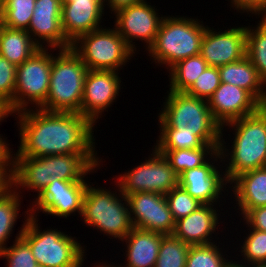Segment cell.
<instances>
[{"instance_id":"f6af8a7d","label":"cell","mask_w":266,"mask_h":267,"mask_svg":"<svg viewBox=\"0 0 266 267\" xmlns=\"http://www.w3.org/2000/svg\"><path fill=\"white\" fill-rule=\"evenodd\" d=\"M107 260L105 261V260H103L102 262H100L99 261V263H98V261L96 262V263H94V267H119L117 264H115L114 262H111V263H109L110 261H108L107 263ZM84 261H83V263L81 264V266L80 267H84ZM117 265V266H116ZM93 266H91V267H93Z\"/></svg>"},{"instance_id":"ac0fdd59","label":"cell","mask_w":266,"mask_h":267,"mask_svg":"<svg viewBox=\"0 0 266 267\" xmlns=\"http://www.w3.org/2000/svg\"><path fill=\"white\" fill-rule=\"evenodd\" d=\"M34 7L26 30L33 41L40 48H71L61 28L62 0H36Z\"/></svg>"},{"instance_id":"e575fe53","label":"cell","mask_w":266,"mask_h":267,"mask_svg":"<svg viewBox=\"0 0 266 267\" xmlns=\"http://www.w3.org/2000/svg\"><path fill=\"white\" fill-rule=\"evenodd\" d=\"M246 236H243L244 242L239 244L240 254L243 263L247 265L266 263V231L256 229H247ZM241 246V247H240Z\"/></svg>"},{"instance_id":"f1b7e54d","label":"cell","mask_w":266,"mask_h":267,"mask_svg":"<svg viewBox=\"0 0 266 267\" xmlns=\"http://www.w3.org/2000/svg\"><path fill=\"white\" fill-rule=\"evenodd\" d=\"M168 160L173 170L180 176L184 171L204 165L217 150L204 144L201 148L180 150H157ZM209 156V157H208Z\"/></svg>"},{"instance_id":"4fadbf2b","label":"cell","mask_w":266,"mask_h":267,"mask_svg":"<svg viewBox=\"0 0 266 267\" xmlns=\"http://www.w3.org/2000/svg\"><path fill=\"white\" fill-rule=\"evenodd\" d=\"M155 7L146 0L121 8L113 13L115 16L114 28L135 53L138 52L135 41H142L146 50L155 41L160 23L164 17L158 13L159 11Z\"/></svg>"},{"instance_id":"74e56055","label":"cell","mask_w":266,"mask_h":267,"mask_svg":"<svg viewBox=\"0 0 266 267\" xmlns=\"http://www.w3.org/2000/svg\"><path fill=\"white\" fill-rule=\"evenodd\" d=\"M220 84L221 78L218 67L208 66L186 93L200 99L208 100Z\"/></svg>"},{"instance_id":"60d3db41","label":"cell","mask_w":266,"mask_h":267,"mask_svg":"<svg viewBox=\"0 0 266 267\" xmlns=\"http://www.w3.org/2000/svg\"><path fill=\"white\" fill-rule=\"evenodd\" d=\"M12 187V165H0V197Z\"/></svg>"},{"instance_id":"8d00e7d4","label":"cell","mask_w":266,"mask_h":267,"mask_svg":"<svg viewBox=\"0 0 266 267\" xmlns=\"http://www.w3.org/2000/svg\"><path fill=\"white\" fill-rule=\"evenodd\" d=\"M165 197L174 221L186 217L203 205L180 185L173 188Z\"/></svg>"},{"instance_id":"ffe728a7","label":"cell","mask_w":266,"mask_h":267,"mask_svg":"<svg viewBox=\"0 0 266 267\" xmlns=\"http://www.w3.org/2000/svg\"><path fill=\"white\" fill-rule=\"evenodd\" d=\"M105 11L103 0L62 1L61 28L66 39L73 43L79 36L103 28Z\"/></svg>"},{"instance_id":"9c48e42d","label":"cell","mask_w":266,"mask_h":267,"mask_svg":"<svg viewBox=\"0 0 266 267\" xmlns=\"http://www.w3.org/2000/svg\"><path fill=\"white\" fill-rule=\"evenodd\" d=\"M71 49L88 70L118 72L138 54L127 45L114 27L111 29L106 26L79 36L71 43Z\"/></svg>"},{"instance_id":"8fae6325","label":"cell","mask_w":266,"mask_h":267,"mask_svg":"<svg viewBox=\"0 0 266 267\" xmlns=\"http://www.w3.org/2000/svg\"><path fill=\"white\" fill-rule=\"evenodd\" d=\"M152 153L145 157L133 169H128L120 175H113V180L118 184L121 193L127 197L136 192H151L166 195L179 185V175L170 166L163 154L154 147ZM116 180H115V179Z\"/></svg>"},{"instance_id":"ba28073f","label":"cell","mask_w":266,"mask_h":267,"mask_svg":"<svg viewBox=\"0 0 266 267\" xmlns=\"http://www.w3.org/2000/svg\"><path fill=\"white\" fill-rule=\"evenodd\" d=\"M158 116L169 127H188L207 145L219 150L222 125L214 118L208 101L186 92L167 91Z\"/></svg>"},{"instance_id":"4dcf8cb0","label":"cell","mask_w":266,"mask_h":267,"mask_svg":"<svg viewBox=\"0 0 266 267\" xmlns=\"http://www.w3.org/2000/svg\"><path fill=\"white\" fill-rule=\"evenodd\" d=\"M36 0H0L1 24L12 29L29 27Z\"/></svg>"},{"instance_id":"5bb4252c","label":"cell","mask_w":266,"mask_h":267,"mask_svg":"<svg viewBox=\"0 0 266 267\" xmlns=\"http://www.w3.org/2000/svg\"><path fill=\"white\" fill-rule=\"evenodd\" d=\"M220 163L221 155L217 151L204 165L184 171L179 176V185L202 204L218 205L222 208L225 205L221 204L222 199L225 200L229 194V183Z\"/></svg>"},{"instance_id":"d6a6232c","label":"cell","mask_w":266,"mask_h":267,"mask_svg":"<svg viewBox=\"0 0 266 267\" xmlns=\"http://www.w3.org/2000/svg\"><path fill=\"white\" fill-rule=\"evenodd\" d=\"M220 242L221 240L216 244L190 246L186 267H224L229 260V255L226 254L224 248L222 250L219 247L222 245Z\"/></svg>"},{"instance_id":"7bdbcfd3","label":"cell","mask_w":266,"mask_h":267,"mask_svg":"<svg viewBox=\"0 0 266 267\" xmlns=\"http://www.w3.org/2000/svg\"><path fill=\"white\" fill-rule=\"evenodd\" d=\"M7 138H4L2 134H0V165H12L11 160V151L13 150L10 147V143Z\"/></svg>"},{"instance_id":"b9f144b4","label":"cell","mask_w":266,"mask_h":267,"mask_svg":"<svg viewBox=\"0 0 266 267\" xmlns=\"http://www.w3.org/2000/svg\"><path fill=\"white\" fill-rule=\"evenodd\" d=\"M144 1L146 0H103V5L104 8H109V11L112 14L121 8L135 5Z\"/></svg>"},{"instance_id":"7a4b0ae2","label":"cell","mask_w":266,"mask_h":267,"mask_svg":"<svg viewBox=\"0 0 266 267\" xmlns=\"http://www.w3.org/2000/svg\"><path fill=\"white\" fill-rule=\"evenodd\" d=\"M97 155L99 154L11 156L12 187L19 194L26 189L38 196L54 179L88 181L87 174L96 173L101 168L100 165L103 167L102 158Z\"/></svg>"},{"instance_id":"484cf974","label":"cell","mask_w":266,"mask_h":267,"mask_svg":"<svg viewBox=\"0 0 266 267\" xmlns=\"http://www.w3.org/2000/svg\"><path fill=\"white\" fill-rule=\"evenodd\" d=\"M158 139L153 147L156 150H180L201 148L205 143L188 127H169L158 116Z\"/></svg>"},{"instance_id":"ab89813d","label":"cell","mask_w":266,"mask_h":267,"mask_svg":"<svg viewBox=\"0 0 266 267\" xmlns=\"http://www.w3.org/2000/svg\"><path fill=\"white\" fill-rule=\"evenodd\" d=\"M240 219L243 221L247 229H256L259 231H266V206L253 208L249 210Z\"/></svg>"},{"instance_id":"6da1fadb","label":"cell","mask_w":266,"mask_h":267,"mask_svg":"<svg viewBox=\"0 0 266 267\" xmlns=\"http://www.w3.org/2000/svg\"><path fill=\"white\" fill-rule=\"evenodd\" d=\"M12 116L16 118L20 140L17 152L11 151V156L98 154L93 133L96 127L80 113L30 108Z\"/></svg>"},{"instance_id":"cb8c5ba5","label":"cell","mask_w":266,"mask_h":267,"mask_svg":"<svg viewBox=\"0 0 266 267\" xmlns=\"http://www.w3.org/2000/svg\"><path fill=\"white\" fill-rule=\"evenodd\" d=\"M221 82L248 91L258 102L266 95V83L245 56L243 59L218 67Z\"/></svg>"},{"instance_id":"4316f807","label":"cell","mask_w":266,"mask_h":267,"mask_svg":"<svg viewBox=\"0 0 266 267\" xmlns=\"http://www.w3.org/2000/svg\"><path fill=\"white\" fill-rule=\"evenodd\" d=\"M209 65L198 54L173 65L169 72V91L186 92Z\"/></svg>"},{"instance_id":"c3c4849f","label":"cell","mask_w":266,"mask_h":267,"mask_svg":"<svg viewBox=\"0 0 266 267\" xmlns=\"http://www.w3.org/2000/svg\"><path fill=\"white\" fill-rule=\"evenodd\" d=\"M251 267H266V263H263V264H255V265H252Z\"/></svg>"},{"instance_id":"5b68a950","label":"cell","mask_w":266,"mask_h":267,"mask_svg":"<svg viewBox=\"0 0 266 267\" xmlns=\"http://www.w3.org/2000/svg\"><path fill=\"white\" fill-rule=\"evenodd\" d=\"M90 184L91 182L87 185L84 195L81 220L87 227H93L97 232L103 233V236L122 241L134 228L127 197L121 193L115 181L114 191H111V187L106 189Z\"/></svg>"},{"instance_id":"3957f363","label":"cell","mask_w":266,"mask_h":267,"mask_svg":"<svg viewBox=\"0 0 266 267\" xmlns=\"http://www.w3.org/2000/svg\"><path fill=\"white\" fill-rule=\"evenodd\" d=\"M231 128V146L224 139V129ZM226 140V141H225ZM229 146V147H227ZM228 183L236 176L266 166V117L258 109L255 113L222 126L219 150ZM227 162V163H226Z\"/></svg>"},{"instance_id":"7c38bea8","label":"cell","mask_w":266,"mask_h":267,"mask_svg":"<svg viewBox=\"0 0 266 267\" xmlns=\"http://www.w3.org/2000/svg\"><path fill=\"white\" fill-rule=\"evenodd\" d=\"M88 184L89 181L54 179L38 196L34 195L29 207L32 205L30 208L28 207L30 215L37 217L38 213L41 212L45 215L69 219L67 217L72 214H78V217L80 215L81 218L84 195Z\"/></svg>"},{"instance_id":"603a6c76","label":"cell","mask_w":266,"mask_h":267,"mask_svg":"<svg viewBox=\"0 0 266 267\" xmlns=\"http://www.w3.org/2000/svg\"><path fill=\"white\" fill-rule=\"evenodd\" d=\"M164 234L133 228L120 242L124 244V263L119 267H154ZM126 246V247H125Z\"/></svg>"},{"instance_id":"f546056e","label":"cell","mask_w":266,"mask_h":267,"mask_svg":"<svg viewBox=\"0 0 266 267\" xmlns=\"http://www.w3.org/2000/svg\"><path fill=\"white\" fill-rule=\"evenodd\" d=\"M22 197L13 187L0 197V252L8 245L15 223L20 218Z\"/></svg>"},{"instance_id":"30bf717a","label":"cell","mask_w":266,"mask_h":267,"mask_svg":"<svg viewBox=\"0 0 266 267\" xmlns=\"http://www.w3.org/2000/svg\"><path fill=\"white\" fill-rule=\"evenodd\" d=\"M49 49L39 48L26 61L17 66L14 114L31 107L39 108L46 101L49 91L52 53L58 50Z\"/></svg>"},{"instance_id":"277c9868","label":"cell","mask_w":266,"mask_h":267,"mask_svg":"<svg viewBox=\"0 0 266 267\" xmlns=\"http://www.w3.org/2000/svg\"><path fill=\"white\" fill-rule=\"evenodd\" d=\"M203 24L198 17L164 15L154 43L146 51L151 63L162 65L168 71L177 62L200 54L207 27Z\"/></svg>"},{"instance_id":"e0dca14e","label":"cell","mask_w":266,"mask_h":267,"mask_svg":"<svg viewBox=\"0 0 266 267\" xmlns=\"http://www.w3.org/2000/svg\"><path fill=\"white\" fill-rule=\"evenodd\" d=\"M218 30L207 25L201 42L200 55L209 66L220 67L246 56V26Z\"/></svg>"},{"instance_id":"52a82bcc","label":"cell","mask_w":266,"mask_h":267,"mask_svg":"<svg viewBox=\"0 0 266 267\" xmlns=\"http://www.w3.org/2000/svg\"><path fill=\"white\" fill-rule=\"evenodd\" d=\"M38 217L29 215L21 238L29 245L39 267H80L87 257L78 238L57 229L42 231Z\"/></svg>"},{"instance_id":"9a60e30c","label":"cell","mask_w":266,"mask_h":267,"mask_svg":"<svg viewBox=\"0 0 266 267\" xmlns=\"http://www.w3.org/2000/svg\"><path fill=\"white\" fill-rule=\"evenodd\" d=\"M120 72L105 70H88L84 80V93L80 114L88 118L95 126L117 101L121 91Z\"/></svg>"},{"instance_id":"f35d334b","label":"cell","mask_w":266,"mask_h":267,"mask_svg":"<svg viewBox=\"0 0 266 267\" xmlns=\"http://www.w3.org/2000/svg\"><path fill=\"white\" fill-rule=\"evenodd\" d=\"M230 7L238 13H245L249 17L266 15V0H228Z\"/></svg>"},{"instance_id":"d4e9b609","label":"cell","mask_w":266,"mask_h":267,"mask_svg":"<svg viewBox=\"0 0 266 267\" xmlns=\"http://www.w3.org/2000/svg\"><path fill=\"white\" fill-rule=\"evenodd\" d=\"M39 48L26 30L0 25V55L16 66L21 65Z\"/></svg>"},{"instance_id":"7dc6e473","label":"cell","mask_w":266,"mask_h":267,"mask_svg":"<svg viewBox=\"0 0 266 267\" xmlns=\"http://www.w3.org/2000/svg\"><path fill=\"white\" fill-rule=\"evenodd\" d=\"M258 109L266 117V95L259 101Z\"/></svg>"},{"instance_id":"8992f818","label":"cell","mask_w":266,"mask_h":267,"mask_svg":"<svg viewBox=\"0 0 266 267\" xmlns=\"http://www.w3.org/2000/svg\"><path fill=\"white\" fill-rule=\"evenodd\" d=\"M56 52L52 54L47 98L39 108L49 112L80 113L88 69L71 48Z\"/></svg>"},{"instance_id":"681fc988","label":"cell","mask_w":266,"mask_h":267,"mask_svg":"<svg viewBox=\"0 0 266 267\" xmlns=\"http://www.w3.org/2000/svg\"><path fill=\"white\" fill-rule=\"evenodd\" d=\"M0 25H1V8H0Z\"/></svg>"},{"instance_id":"d6986e66","label":"cell","mask_w":266,"mask_h":267,"mask_svg":"<svg viewBox=\"0 0 266 267\" xmlns=\"http://www.w3.org/2000/svg\"><path fill=\"white\" fill-rule=\"evenodd\" d=\"M219 213L217 205L203 204L191 214L175 221L172 235L190 246L213 244L220 239L216 237L220 233L218 227L223 223Z\"/></svg>"},{"instance_id":"d590c367","label":"cell","mask_w":266,"mask_h":267,"mask_svg":"<svg viewBox=\"0 0 266 267\" xmlns=\"http://www.w3.org/2000/svg\"><path fill=\"white\" fill-rule=\"evenodd\" d=\"M17 66L0 55V103L10 116L14 114Z\"/></svg>"},{"instance_id":"bcb514c9","label":"cell","mask_w":266,"mask_h":267,"mask_svg":"<svg viewBox=\"0 0 266 267\" xmlns=\"http://www.w3.org/2000/svg\"><path fill=\"white\" fill-rule=\"evenodd\" d=\"M8 116L10 115L8 114L6 107L0 103V124L1 122L4 121V119L6 122V119L8 118Z\"/></svg>"},{"instance_id":"2e32d148","label":"cell","mask_w":266,"mask_h":267,"mask_svg":"<svg viewBox=\"0 0 266 267\" xmlns=\"http://www.w3.org/2000/svg\"><path fill=\"white\" fill-rule=\"evenodd\" d=\"M133 227L172 235L175 221L165 195L151 192H136L127 196Z\"/></svg>"},{"instance_id":"7402d4cb","label":"cell","mask_w":266,"mask_h":267,"mask_svg":"<svg viewBox=\"0 0 266 267\" xmlns=\"http://www.w3.org/2000/svg\"><path fill=\"white\" fill-rule=\"evenodd\" d=\"M232 185V186H231ZM231 189V190H230ZM229 197L237 204L240 219L251 209L266 206V166L236 176L229 183ZM235 199V200H234Z\"/></svg>"},{"instance_id":"ee69618b","label":"cell","mask_w":266,"mask_h":267,"mask_svg":"<svg viewBox=\"0 0 266 267\" xmlns=\"http://www.w3.org/2000/svg\"><path fill=\"white\" fill-rule=\"evenodd\" d=\"M224 267H251V266L243 263L242 260L233 261L232 259H229L227 263L224 265Z\"/></svg>"},{"instance_id":"44dd1931","label":"cell","mask_w":266,"mask_h":267,"mask_svg":"<svg viewBox=\"0 0 266 267\" xmlns=\"http://www.w3.org/2000/svg\"><path fill=\"white\" fill-rule=\"evenodd\" d=\"M207 101L211 113L222 126L255 113L259 107V102L248 91L223 82Z\"/></svg>"},{"instance_id":"1f68e13d","label":"cell","mask_w":266,"mask_h":267,"mask_svg":"<svg viewBox=\"0 0 266 267\" xmlns=\"http://www.w3.org/2000/svg\"><path fill=\"white\" fill-rule=\"evenodd\" d=\"M24 221L17 236L13 240V245L6 246L0 252V258L5 259L7 263L5 267H39L35 257L33 256L29 245L21 238L26 219L30 215L29 209L24 211Z\"/></svg>"},{"instance_id":"83f0119b","label":"cell","mask_w":266,"mask_h":267,"mask_svg":"<svg viewBox=\"0 0 266 267\" xmlns=\"http://www.w3.org/2000/svg\"><path fill=\"white\" fill-rule=\"evenodd\" d=\"M258 18V25L246 26V57L266 83V15Z\"/></svg>"},{"instance_id":"836d02e7","label":"cell","mask_w":266,"mask_h":267,"mask_svg":"<svg viewBox=\"0 0 266 267\" xmlns=\"http://www.w3.org/2000/svg\"><path fill=\"white\" fill-rule=\"evenodd\" d=\"M189 248L190 245L173 235H165L154 267H186Z\"/></svg>"}]
</instances>
